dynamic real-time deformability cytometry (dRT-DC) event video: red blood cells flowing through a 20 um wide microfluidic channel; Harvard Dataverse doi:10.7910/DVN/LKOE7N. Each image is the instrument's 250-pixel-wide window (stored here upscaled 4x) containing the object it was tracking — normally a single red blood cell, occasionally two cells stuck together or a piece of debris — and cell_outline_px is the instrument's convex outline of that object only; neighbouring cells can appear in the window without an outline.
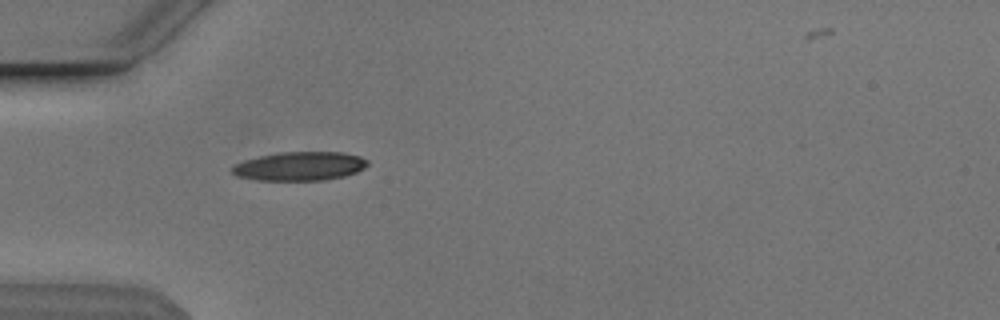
{"species": "Egyptian fruit bat (a non-hibernating species)", "species_latin": "Rousettus aegyptiacus", "temperature_condition": "cold", "stored_images_in_passage": 4, "camera_frame_rate_fps": 3000, "um_per_image_px": 0.085, "animal": {"sex": "male"}, "frame": {"image": 1, "passage_image": 1, "time_ms": 0.0, "image_size_px": [1000, 320], "cell_outline_px": [[368, 164], [364, 168], [356, 172], [344, 176], [324, 180], [256, 180], [236, 176], [232, 172], [232, 168], [236, 164], [244, 160], [260, 156], [280, 152], [344, 152], [360, 156], [368, 160]], "centroid_in_image_um": [25.5, 14.12], "position_along_channel_um": 59.5, "area_um2": 22.72}}